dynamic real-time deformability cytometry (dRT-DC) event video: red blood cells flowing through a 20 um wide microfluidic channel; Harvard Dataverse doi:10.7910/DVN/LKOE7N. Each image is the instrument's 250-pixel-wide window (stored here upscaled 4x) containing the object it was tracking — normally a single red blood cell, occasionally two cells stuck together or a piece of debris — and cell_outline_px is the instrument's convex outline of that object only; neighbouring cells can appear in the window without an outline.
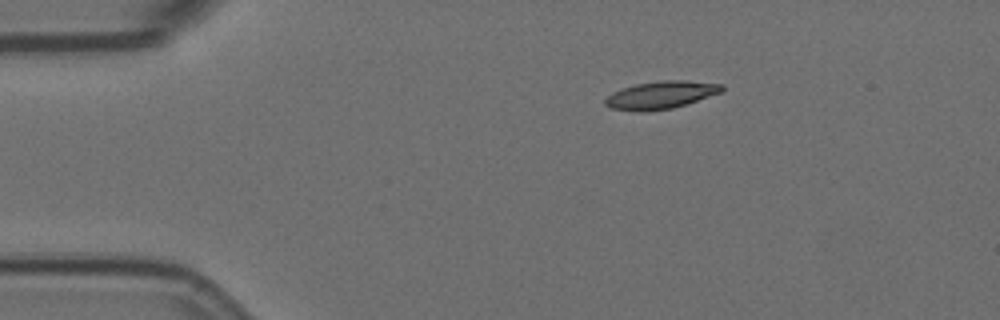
{"species": "Egyptian fruit bat (a non-hibernating species)", "species_latin": "Rousettus aegyptiacus", "temperature_condition": "room temperature", "stored_images_in_passage": 4, "camera_frame_rate_fps": 3000, "um_per_image_px": 0.085, "animal": {"sex": "female"}, "frame": {"image": 1, "passage_image": 1, "time_ms": 0.0, "image_size_px": [1000, 320], "cell_outline_px": [[724, 88], [720, 92], [672, 108], [640, 112], [612, 108], [604, 104], [604, 100], [612, 92], [620, 88], [636, 84], [660, 80], [684, 80], [724, 84]], "centroid_in_image_um": [56.13, 8.06], "position_along_channel_um": 28.9, "area_um2": 18.61}}
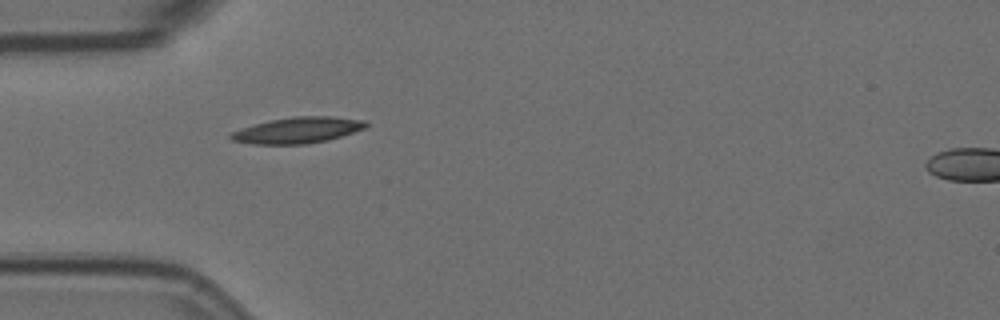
{"frame": {"image": 2, "passage_image": 3, "time_ms": 0.667, "image_size_px": [1000, 320], "cell_outline_px": [[368, 124], [364, 128], [328, 140], [304, 144], [252, 144], [232, 140], [228, 136], [232, 132], [256, 124], [272, 120], [292, 116], [332, 116], [364, 120]], "centroid_in_image_um": [25.31, 11.06], "position_along_channel_um": 59.7, "area_um2": 20.17}}
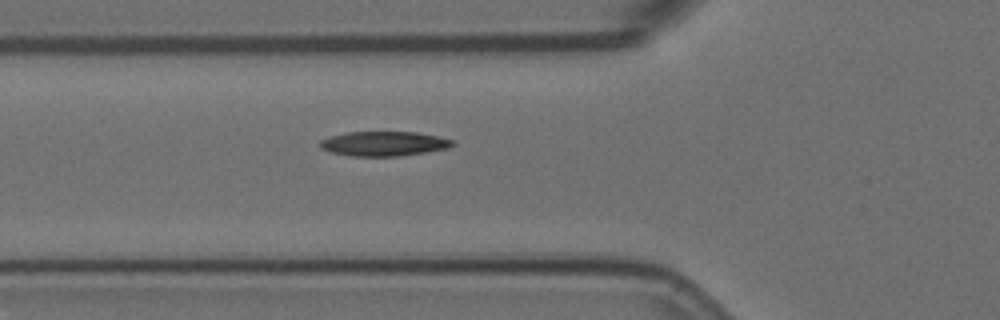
{"frame": {"image": 3, "passage_image": 4, "time_ms": 1.0, "image_size_px": [1000, 320], "cell_outline_px": [[456, 144], [448, 148], [400, 156], [348, 156], [328, 152], [320, 148], [320, 140], [332, 136], [348, 132], [416, 132], [436, 136], [452, 140]], "centroid_in_image_um": [32.59, 12.22], "position_along_channel_um": 93.2, "area_um2": 18.96}}